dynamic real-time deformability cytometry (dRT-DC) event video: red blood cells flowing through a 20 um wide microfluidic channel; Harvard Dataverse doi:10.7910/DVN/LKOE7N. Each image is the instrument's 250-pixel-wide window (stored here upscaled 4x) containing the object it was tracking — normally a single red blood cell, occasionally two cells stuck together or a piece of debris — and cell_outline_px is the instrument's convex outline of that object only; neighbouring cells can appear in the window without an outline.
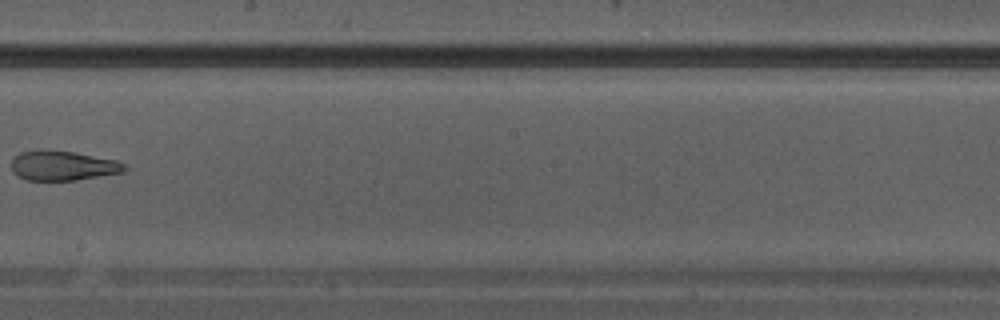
{"species": "Egyptian fruit bat (a non-hibernating species)", "species_latin": "Rousettus aegyptiacus", "temperature_condition": "warm", "stored_images_in_passage": 28, "camera_frame_rate_fps": 3000, "um_per_image_px": 0.085, "animal": {"sex": "male"}, "frame": {"image": 1, "passage_image": 16, "time_ms": 5.0, "image_size_px": [1000, 320], "cell_outline_px": [[128, 168], [124, 172], [76, 180], [28, 180], [12, 172], [12, 160], [20, 152], [72, 152], [116, 160], [124, 164]], "centroid_in_image_um": [5.39, 14.12], "position_along_channel_um": 242.8, "area_um2": 18.84}}